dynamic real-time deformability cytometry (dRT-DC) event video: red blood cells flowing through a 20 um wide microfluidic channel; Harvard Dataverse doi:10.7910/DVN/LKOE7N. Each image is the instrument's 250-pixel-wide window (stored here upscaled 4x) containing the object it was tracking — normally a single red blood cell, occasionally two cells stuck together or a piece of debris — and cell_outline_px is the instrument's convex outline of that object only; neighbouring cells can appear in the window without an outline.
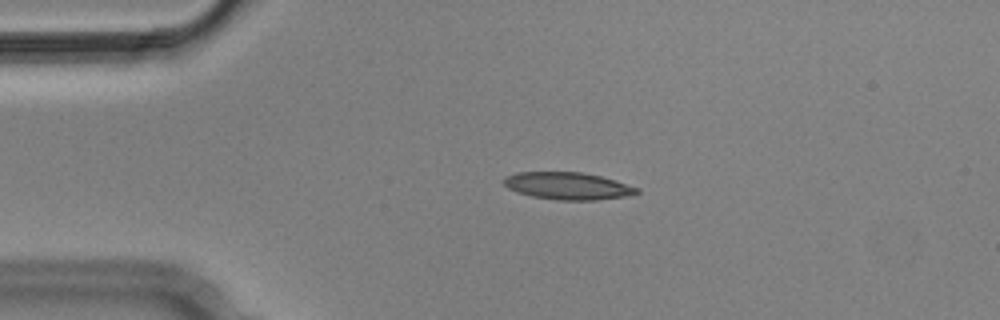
{"species": "Egyptian fruit bat (a non-hibernating species)", "species_latin": "Rousettus aegyptiacus", "temperature_condition": "cold", "stored_images_in_passage": 3, "camera_frame_rate_fps": 3000, "um_per_image_px": 0.085, "animal": {"sex": "male"}, "frame": {"image": 1, "passage_image": 2, "time_ms": 0.333, "image_size_px": [1000, 320], "cell_outline_px": [[640, 192], [624, 196], [596, 200], [556, 200], [532, 196], [516, 192], [508, 188], [504, 184], [504, 176], [516, 172], [580, 172], [600, 176], [616, 180], [640, 188]], "centroid_in_image_um": [48.25, 15.8], "position_along_channel_um": 36.8, "area_um2": 21.15}}